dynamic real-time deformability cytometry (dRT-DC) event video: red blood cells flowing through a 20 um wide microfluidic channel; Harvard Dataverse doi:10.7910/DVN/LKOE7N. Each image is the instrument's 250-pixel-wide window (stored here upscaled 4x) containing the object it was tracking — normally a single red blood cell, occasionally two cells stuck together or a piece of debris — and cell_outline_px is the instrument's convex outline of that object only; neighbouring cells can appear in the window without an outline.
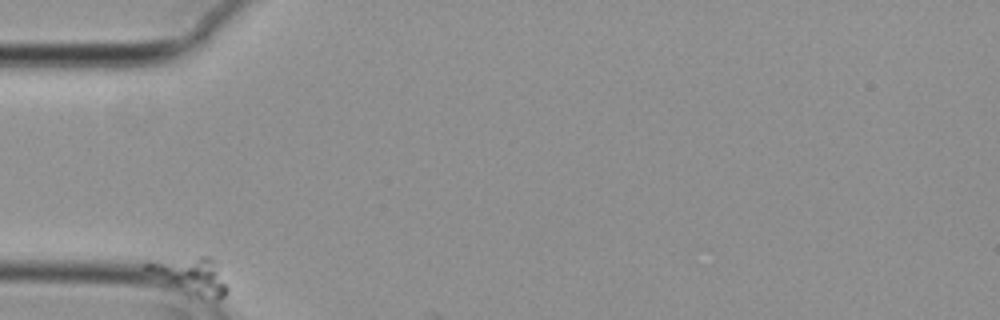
{"species": "common noctule bat (a hibernating species)", "species_latin": "Nyctalus noctula", "temperature_condition": "cold", "stored_images_in_passage": 5, "camera_frame_rate_fps": 3000, "um_per_image_px": 0.085, "animal": {"sex": "female", "body_mass_g": 29.2, "forearm_length_mm": 56.3}, "frame": {"image": 1, "passage_image": 1, "time_ms": 0.0, "image_size_px": [1000, 320], "cell_outline_px": [[228, 292], [220, 300], [212, 300], [140, 268], [148, 260], [200, 256], [212, 256], [216, 260], [228, 288]], "centroid_in_image_um": [16.29, 23.34], "position_along_channel_um": 68.7, "area_um2": 16.59}}
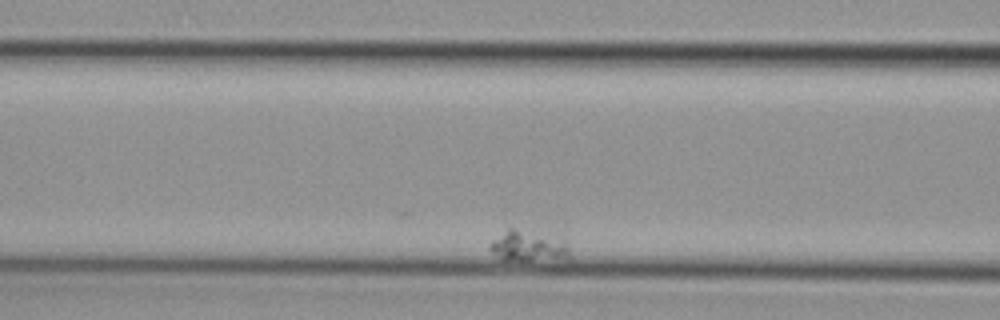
{"frame": {"image": 2, "passage_image": 4, "time_ms": 1.0, "image_size_px": [1000, 320], "cell_outline_px": [[568, 252], [556, 256], [532, 260], [500, 260], [488, 248], [488, 244], [492, 240], [508, 228], [516, 228], [564, 244], [568, 248]], "centroid_in_image_um": [44.58, 20.92], "position_along_channel_um": 122.0, "area_um2": 12.72}}